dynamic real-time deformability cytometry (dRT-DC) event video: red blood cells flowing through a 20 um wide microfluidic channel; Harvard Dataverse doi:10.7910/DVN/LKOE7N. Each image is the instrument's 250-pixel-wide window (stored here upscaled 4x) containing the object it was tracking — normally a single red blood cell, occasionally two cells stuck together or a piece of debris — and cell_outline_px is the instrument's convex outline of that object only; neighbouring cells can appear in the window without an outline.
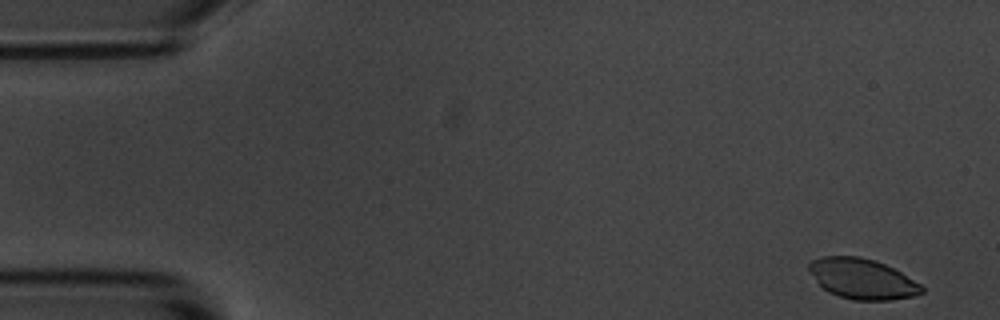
{"species": "common noctule bat (a hibernating species)", "species_latin": "Nyctalus noctula", "temperature_condition": "room temperature", "stored_images_in_passage": 5, "camera_frame_rate_fps": 3000, "um_per_image_px": 0.085, "animal": {"sex": "male", "body_mass_g": 20.1, "forearm_length_mm": 53.5}, "frame": {"image": 1, "passage_image": 1, "time_ms": 0.0, "image_size_px": [1000, 320], "cell_outline_px": [[924, 292], [912, 296], [892, 300], [852, 300], [828, 292], [816, 280], [808, 268], [808, 264], [812, 260], [820, 256], [860, 256], [876, 260], [900, 272], [920, 284], [924, 288]], "centroid_in_image_um": [73.28, 23.69], "position_along_channel_um": 11.7, "area_um2": 26.36}}